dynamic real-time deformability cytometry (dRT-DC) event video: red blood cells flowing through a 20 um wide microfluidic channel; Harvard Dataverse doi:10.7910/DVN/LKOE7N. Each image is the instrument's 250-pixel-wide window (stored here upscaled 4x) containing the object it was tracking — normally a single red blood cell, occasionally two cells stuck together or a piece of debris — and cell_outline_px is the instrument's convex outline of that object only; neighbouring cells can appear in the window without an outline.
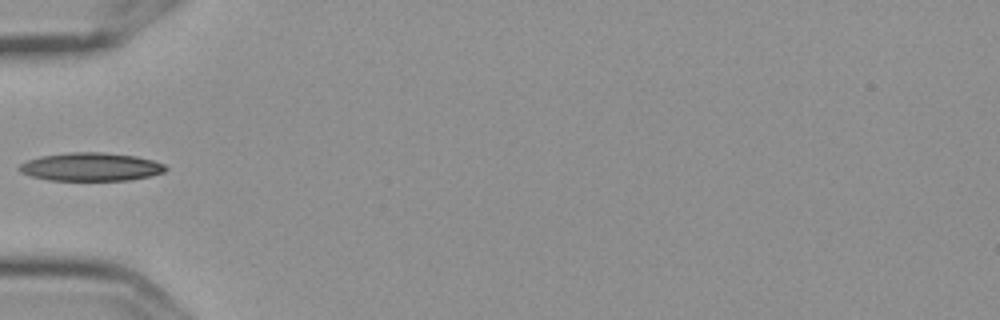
{"species": "Egyptian fruit bat (a non-hibernating species)", "species_latin": "Rousettus aegyptiacus", "temperature_condition": "cold", "stored_images_in_passage": 5, "camera_frame_rate_fps": 3000, "um_per_image_px": 0.085, "frame": {"image": 1, "passage_image": 5, "time_ms": 1.333, "image_size_px": [1000, 320], "cell_outline_px": [[168, 168], [164, 172], [152, 176], [128, 180], [48, 180], [32, 176], [20, 172], [16, 168], [20, 164], [28, 160], [40, 156], [68, 152], [104, 152], [136, 156], [152, 160], [164, 164]], "centroid_in_image_um": [7.72, 14.18], "position_along_channel_um": 77.3, "area_um2": 24.22}}